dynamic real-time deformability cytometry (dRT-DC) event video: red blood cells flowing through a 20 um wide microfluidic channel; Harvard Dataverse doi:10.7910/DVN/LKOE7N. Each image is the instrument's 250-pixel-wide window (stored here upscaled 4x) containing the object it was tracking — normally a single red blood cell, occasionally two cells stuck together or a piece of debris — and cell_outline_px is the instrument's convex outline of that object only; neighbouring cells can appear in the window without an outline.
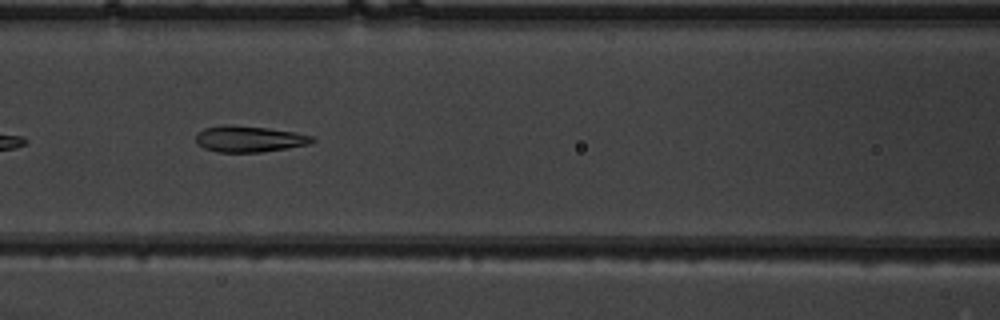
{"species": "common noctule bat (a hibernating species)", "species_latin": "Nyctalus noctula", "temperature_condition": "warm", "stored_images_in_passage": 37, "camera_frame_rate_fps": 3000, "um_per_image_px": 0.085, "animal": {"sex": "male", "body_mass_g": 19.5, "forearm_length_mm": 54.6}, "frame": {"image": 1, "passage_image": 8, "time_ms": 2.333, "image_size_px": [1000, 320], "cell_outline_px": [[316, 140], [312, 144], [288, 148], [260, 152], [216, 152], [204, 148], [196, 144], [196, 132], [204, 128], [224, 124], [232, 124], [268, 128], [316, 136]], "centroid_in_image_um": [21.18, 11.8], "position_along_channel_um": 145.4, "area_um2": 18.09}}
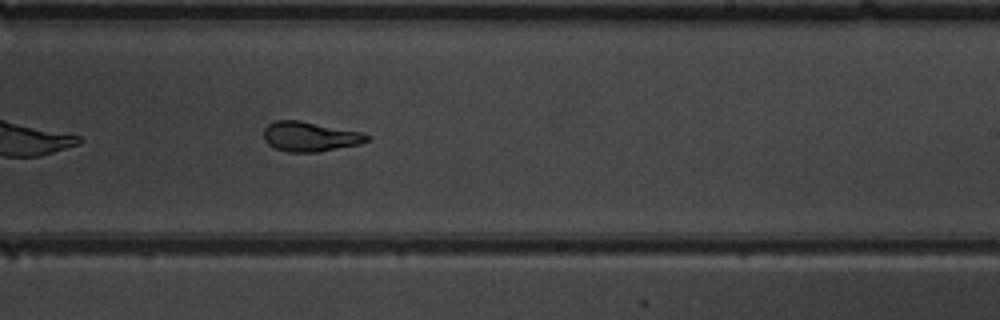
{"frame": {"image": 2, "passage_image": 17, "time_ms": 5.333, "image_size_px": [1000, 320], "cell_outline_px": [[372, 136], [368, 140], [360, 144], [316, 152], [288, 152], [276, 148], [268, 144], [264, 140], [264, 128], [268, 124], [276, 120], [300, 120], [360, 132]], "centroid_in_image_um": [26.33, 11.6], "position_along_channel_um": 262.7, "area_um2": 17.8}}
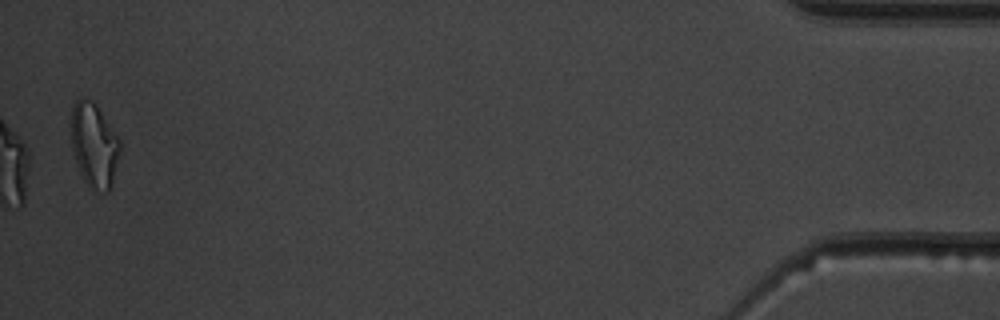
{"frame": {"image": 3, "passage_image": 36, "time_ms": 11.667, "image_size_px": [1000, 320], "cell_outline_px": [[120, 152], [112, 184], [108, 192], [92, 192], [84, 180], [80, 172], [72, 148], [68, 128], [68, 120], [72, 108], [76, 100], [92, 100], [96, 104], [120, 140]], "centroid_in_image_um": [7.96, 12.35], "position_along_channel_um": 427.2, "area_um2": 24.45}, "authors_computed_cell_mechanics": {"area_um2": 18.2648, "velocity_mm_per_s": 3.9188, "shape_relaxation_time_tau1_ms": null, "shape_relaxation_time_tau2_ms": 1.6907, "deformation_change_tau1": null, "deformation_change_tau2": 0.0688}}